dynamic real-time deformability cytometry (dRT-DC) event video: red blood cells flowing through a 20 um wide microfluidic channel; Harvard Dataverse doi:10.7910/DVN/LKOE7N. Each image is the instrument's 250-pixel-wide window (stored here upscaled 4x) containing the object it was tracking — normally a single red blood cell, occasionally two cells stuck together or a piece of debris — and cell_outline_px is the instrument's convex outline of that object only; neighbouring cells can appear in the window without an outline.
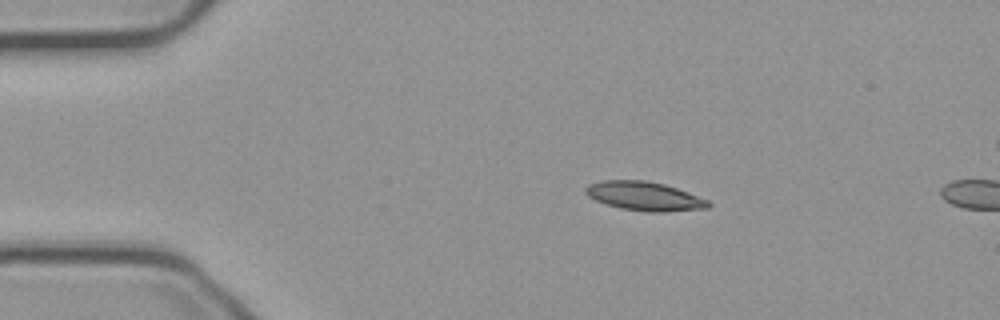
{"species": "common noctule bat (a hibernating species)", "species_latin": "Nyctalus noctula", "temperature_condition": "cold", "stored_images_in_passage": 13, "camera_frame_rate_fps": 3000, "um_per_image_px": 0.085, "animal": {"sex": "male", "body_mass_g": 23.1, "forearm_length_mm": 52.7}, "frame": {"image": 1, "passage_image": 10, "time_ms": 3.0, "image_size_px": [1000, 320], "cell_outline_px": [[712, 204], [708, 208], [664, 212], [648, 212], [620, 208], [596, 200], [588, 196], [584, 192], [584, 188], [588, 184], [600, 180], [644, 180], [664, 184], [688, 192], [708, 200]], "centroid_in_image_um": [54.76, 16.67], "position_along_channel_um": 30.2, "area_um2": 20.69}}